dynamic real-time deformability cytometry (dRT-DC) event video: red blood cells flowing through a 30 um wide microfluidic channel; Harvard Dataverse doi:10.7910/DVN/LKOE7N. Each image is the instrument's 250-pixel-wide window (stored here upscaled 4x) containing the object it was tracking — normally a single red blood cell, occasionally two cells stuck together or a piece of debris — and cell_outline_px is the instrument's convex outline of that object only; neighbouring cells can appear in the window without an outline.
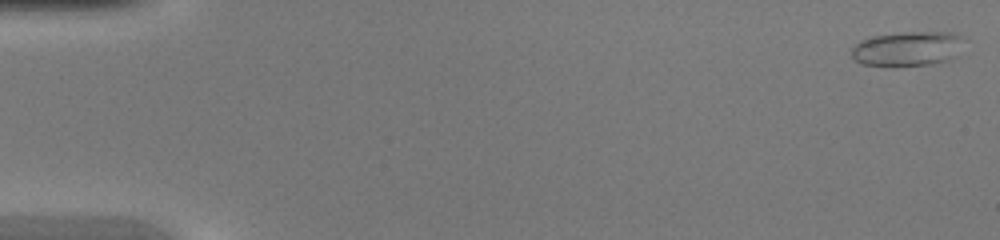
{"species": "common noctule bat (a hibernating species)", "species_latin": "Nyctalus noctula", "temperature_condition": "warm", "stored_images_in_passage": 46, "camera_frame_rate_fps": 3000, "um_per_image_px": 0.085, "animal": {"sex": "female", "body_mass_g": 20.0, "forearm_length_mm": 54.0}, "frame": {"image": 1, "passage_image": 1, "time_ms": 0.0, "image_size_px": [1000, 240], "cell_outline_px": [[968, 40], [952, 60], [936, 64], [864, 64], [856, 60], [852, 56], [852, 48], [860, 40], [872, 36], [908, 32], [952, 32], [964, 36]], "centroid_in_image_um": [77.27, 4.1], "position_along_channel_um": 7.7, "area_um2": 22.6}}
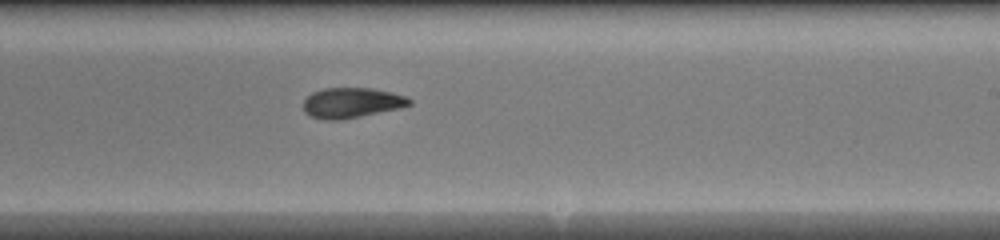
{"frame": {"image": 2, "passage_image": 28, "time_ms": 9.0, "image_size_px": [1000, 240], "cell_outline_px": [[412, 104], [400, 108], [344, 120], [324, 120], [308, 116], [304, 112], [304, 100], [312, 92], [324, 88], [372, 88], [392, 92], [404, 96], [412, 100]], "centroid_in_image_um": [29.88, 8.75], "position_along_channel_um": 259.1, "area_um2": 18.9}}
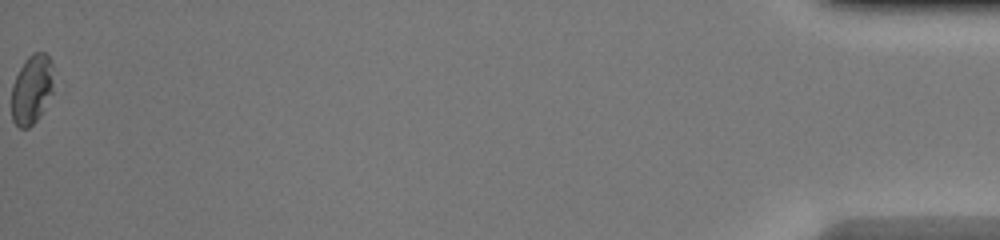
{"frame": {"image": 3, "passage_image": 46, "time_ms": 15.0, "image_size_px": [1000, 240], "cell_outline_px": [[52, 92], [40, 116], [28, 128], [20, 128], [12, 120], [12, 84], [24, 60], [32, 52], [44, 52], [52, 60]], "centroid_in_image_um": [2.69, 7.57], "position_along_channel_um": 432.5, "area_um2": 16.94}}